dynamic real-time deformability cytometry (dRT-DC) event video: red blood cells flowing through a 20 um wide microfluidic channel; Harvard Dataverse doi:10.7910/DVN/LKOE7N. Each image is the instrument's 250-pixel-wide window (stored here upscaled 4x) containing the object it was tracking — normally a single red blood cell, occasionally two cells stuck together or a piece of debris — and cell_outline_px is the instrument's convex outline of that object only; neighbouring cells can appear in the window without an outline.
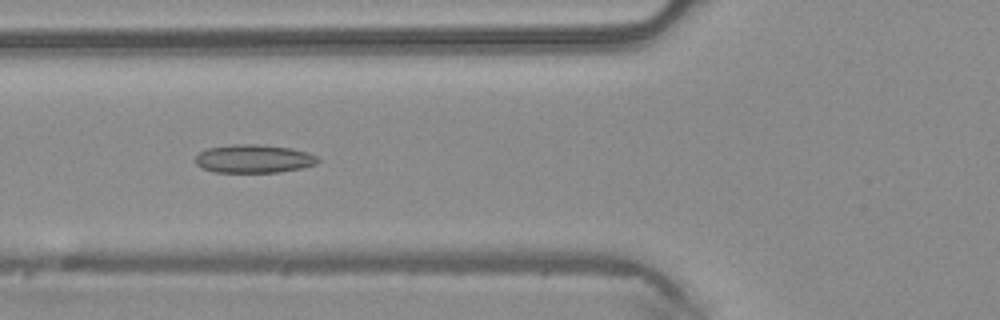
{"species": "common noctule bat (a hibernating species)", "species_latin": "Nyctalus noctula", "temperature_condition": "warm", "stored_images_in_passage": 5, "camera_frame_rate_fps": 3000, "um_per_image_px": 0.085, "animal": {"sex": "male", "body_mass_g": 20.4}, "frame": {"image": 1, "passage_image": 4, "time_ms": 1.0, "image_size_px": [1000, 320], "cell_outline_px": [[320, 160], [316, 164], [300, 168], [276, 172], [216, 172], [200, 168], [196, 164], [196, 156], [200, 152], [208, 148], [232, 144], [252, 144], [292, 148], [316, 156]], "centroid_in_image_um": [21.53, 13.49], "position_along_channel_um": 104.3, "area_um2": 20.0}}
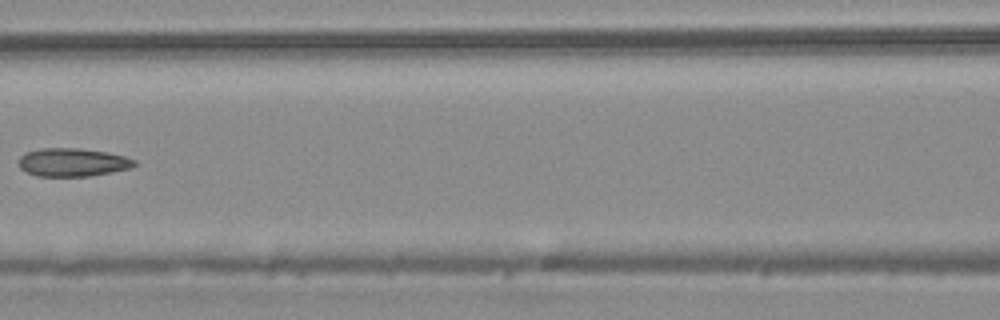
{"frame": {"image": 2, "passage_image": 5, "time_ms": 1.333, "image_size_px": [1000, 320], "cell_outline_px": [[136, 164], [132, 168], [112, 172], [88, 176], [36, 176], [20, 168], [16, 160], [24, 152], [40, 148], [80, 148], [108, 152], [124, 156], [136, 160]], "centroid_in_image_um": [6.15, 13.79], "position_along_channel_um": 160.5, "area_um2": 19.31}}